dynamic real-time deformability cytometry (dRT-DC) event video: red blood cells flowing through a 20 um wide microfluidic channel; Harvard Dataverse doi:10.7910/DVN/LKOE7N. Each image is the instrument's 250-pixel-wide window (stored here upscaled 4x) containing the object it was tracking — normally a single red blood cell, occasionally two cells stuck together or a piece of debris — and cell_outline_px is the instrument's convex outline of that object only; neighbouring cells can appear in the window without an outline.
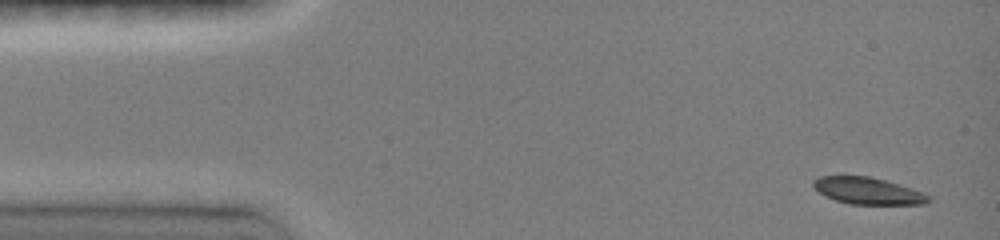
{"species": "common noctule bat (a hibernating species)", "species_latin": "Nyctalus noctula", "temperature_condition": "room temperature", "stored_images_in_passage": 6, "camera_frame_rate_fps": 3000, "um_per_image_px": 0.085, "animal": {"sex": "female", "body_mass_g": 19.0, "forearm_length_mm": 51.5}, "frame": {"image": 1, "passage_image": 1, "time_ms": 0.0, "image_size_px": [1000, 240], "cell_outline_px": [[932, 200], [924, 204], [848, 204], [836, 200], [820, 192], [812, 184], [812, 180], [820, 176], [872, 176], [912, 188], [924, 192]], "centroid_in_image_um": [73.8, 16.22], "position_along_channel_um": 11.2, "area_um2": 17.92}}
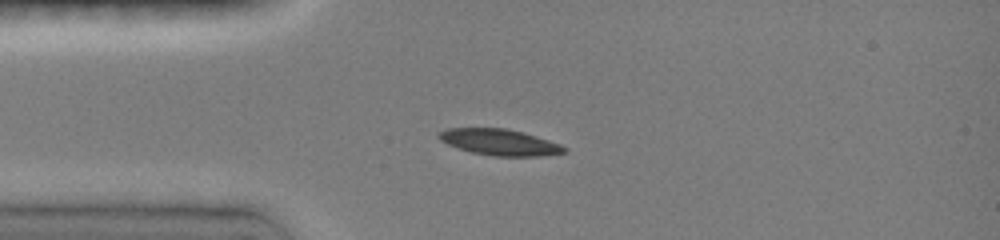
{"frame": {"image": 2, "passage_image": 4, "time_ms": 3.0, "image_size_px": [1000, 240], "cell_outline_px": [[568, 152], [540, 156], [492, 156], [472, 152], [448, 144], [440, 140], [436, 136], [436, 132], [448, 128], [504, 128], [524, 132], [560, 144], [568, 148]], "centroid_in_image_um": [42.46, 12.08], "position_along_channel_um": 42.5, "area_um2": 19.19}}